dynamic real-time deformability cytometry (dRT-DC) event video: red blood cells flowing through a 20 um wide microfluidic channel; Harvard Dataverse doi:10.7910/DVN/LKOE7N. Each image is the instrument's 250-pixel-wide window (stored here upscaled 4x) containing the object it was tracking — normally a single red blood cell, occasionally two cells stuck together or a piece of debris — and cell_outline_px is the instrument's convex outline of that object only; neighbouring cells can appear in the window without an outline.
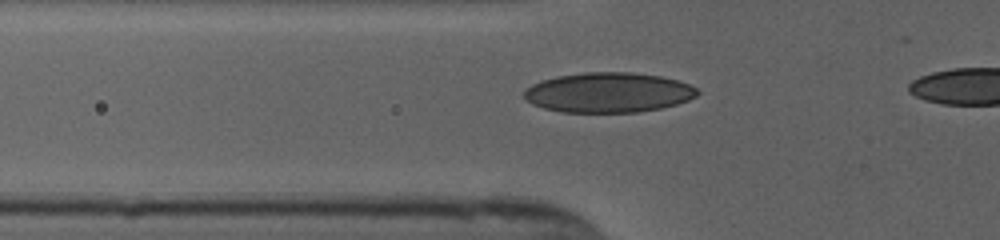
{"species": "human", "species_latin": "Homo sapiens", "temperature_condition": "cold", "stored_images_in_passage": 36, "camera_frame_rate_fps": 3000, "um_per_image_px": 0.085, "donor": {"sex": "female"}, "frame": {"image": 1, "passage_image": 7, "time_ms": 2.0, "image_size_px": [1000, 240], "cell_outline_px": [[700, 92], [696, 96], [688, 100], [676, 104], [660, 108], [636, 112], [560, 112], [544, 108], [532, 104], [524, 96], [524, 92], [532, 84], [540, 80], [556, 76], [584, 72], [632, 72], [660, 76], [676, 80], [688, 84], [696, 88]], "centroid_in_image_um": [51.7, 7.86], "position_along_channel_um": 74.1, "area_um2": 40.29}}
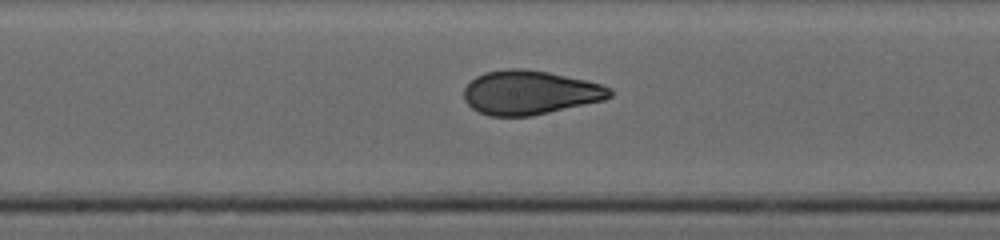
{"frame": {"image": 2, "passage_image": 17, "time_ms": 5.333, "image_size_px": [1000, 240], "cell_outline_px": [[612, 96], [604, 100], [532, 116], [488, 116], [472, 108], [464, 100], [464, 88], [476, 76], [484, 72], [508, 68], [524, 68], [548, 72], [584, 80], [600, 84], [612, 88]], "centroid_in_image_um": [45.02, 7.86], "position_along_channel_um": 203.2, "area_um2": 37.45}}
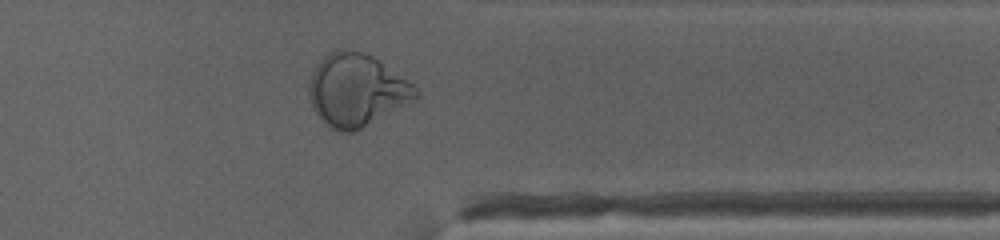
{"frame": {"image": 3, "passage_image": 31, "time_ms": 10.0, "image_size_px": [1000, 240], "cell_outline_px": [[420, 92], [416, 96], [360, 128], [352, 132], [340, 132], [324, 124], [312, 108], [308, 96], [308, 80], [316, 64], [324, 56], [336, 48], [344, 48], [364, 52], [372, 56], [408, 80]], "centroid_in_image_um": [30.2, 7.61], "position_along_channel_um": 381.2, "area_um2": 44.39}}